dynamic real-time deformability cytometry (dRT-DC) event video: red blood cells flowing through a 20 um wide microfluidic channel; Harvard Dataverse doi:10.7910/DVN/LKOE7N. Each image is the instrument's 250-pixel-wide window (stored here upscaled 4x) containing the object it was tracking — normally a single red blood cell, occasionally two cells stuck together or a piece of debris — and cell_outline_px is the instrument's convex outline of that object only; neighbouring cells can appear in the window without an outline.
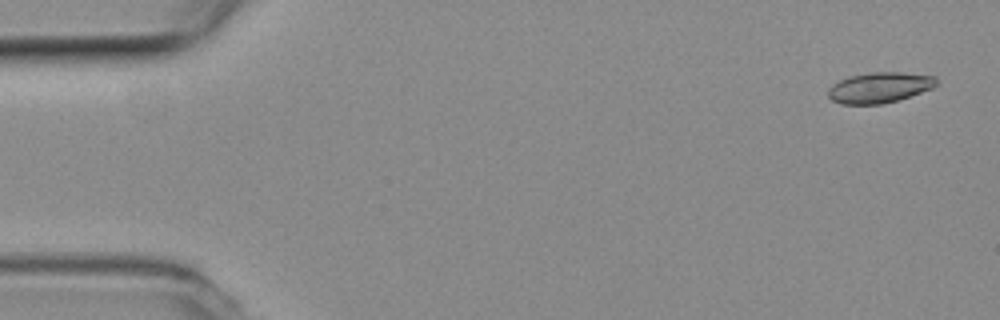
{"species": "common noctule bat (a hibernating species)", "species_latin": "Nyctalus noctula", "temperature_condition": "room temperature", "stored_images_in_passage": 7, "camera_frame_rate_fps": 3000, "um_per_image_px": 0.085, "animal": {"sex": "female", "body_mass_g": 19.3, "forearm_length_mm": 54.1}, "frame": {"image": 1, "passage_image": 1, "time_ms": 0.0, "image_size_px": [1000, 320], "cell_outline_px": [[936, 84], [932, 88], [896, 100], [880, 104], [840, 104], [832, 100], [828, 96], [828, 88], [832, 84], [840, 80], [852, 76], [868, 72], [900, 72], [936, 76]], "centroid_in_image_um": [74.72, 7.43], "position_along_channel_um": 10.3, "area_um2": 19.07}}
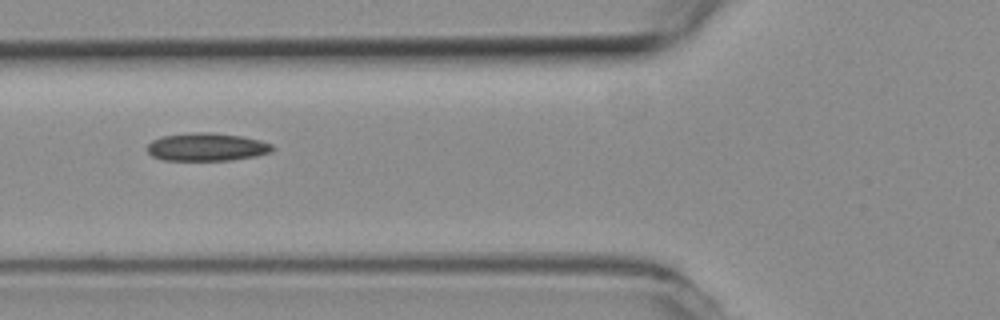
{"frame": {"image": 2, "passage_image": 6, "time_ms": 1.667, "image_size_px": [1000, 320], "cell_outline_px": [[276, 148], [272, 152], [256, 156], [228, 160], [164, 160], [152, 156], [148, 152], [148, 144], [152, 140], [160, 136], [188, 132], [212, 132], [244, 136], [260, 140], [272, 144]], "centroid_in_image_um": [17.59, 12.48], "position_along_channel_um": 108.2, "area_um2": 20.69}}
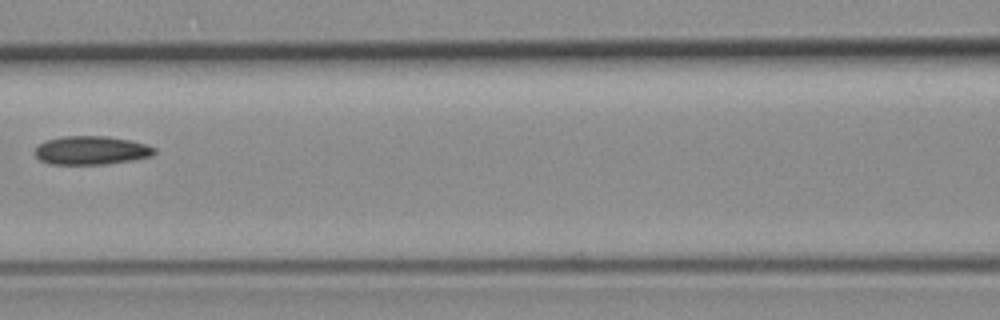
{"frame": {"image": 3, "passage_image": 7, "time_ms": 2.0, "image_size_px": [1000, 320], "cell_outline_px": [[156, 152], [152, 156], [132, 160], [104, 164], [48, 164], [40, 160], [36, 156], [36, 148], [44, 140], [60, 136], [108, 136], [128, 140], [144, 144], [156, 148]], "centroid_in_image_um": [7.74, 12.78], "position_along_channel_um": 158.9, "area_um2": 19.88}}